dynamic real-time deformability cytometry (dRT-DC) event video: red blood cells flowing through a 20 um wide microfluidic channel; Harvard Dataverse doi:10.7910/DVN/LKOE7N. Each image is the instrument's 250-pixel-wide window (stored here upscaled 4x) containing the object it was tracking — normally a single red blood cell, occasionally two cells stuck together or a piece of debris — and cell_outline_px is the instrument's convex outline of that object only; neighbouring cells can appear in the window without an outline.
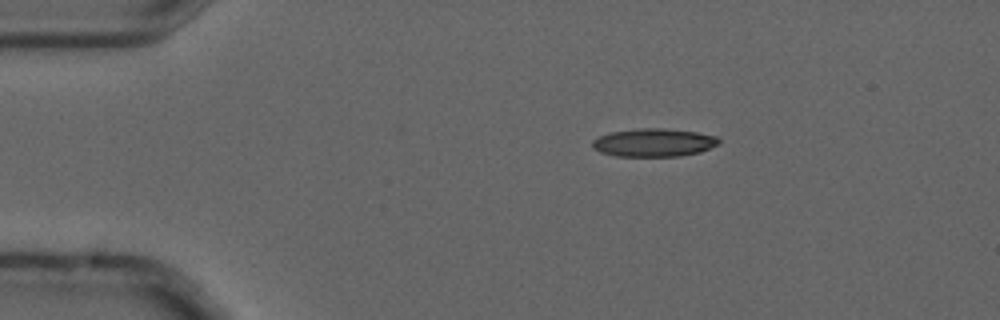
{"species": "common noctule bat (a hibernating species)", "species_latin": "Nyctalus noctula", "temperature_condition": "cold", "stored_images_in_passage": 5, "camera_frame_rate_fps": 3000, "um_per_image_px": 0.085, "animal": {"sex": "male", "forearm_length_mm": 52.5}, "frame": {"image": 1, "passage_image": 2, "time_ms": 0.333, "image_size_px": [1000, 320], "cell_outline_px": [[720, 144], [700, 152], [680, 156], [616, 156], [600, 152], [592, 148], [592, 140], [608, 132], [640, 128], [664, 128], [696, 132], [716, 136], [720, 140]], "centroid_in_image_um": [55.56, 12.12], "position_along_channel_um": 29.4, "area_um2": 20.87}}
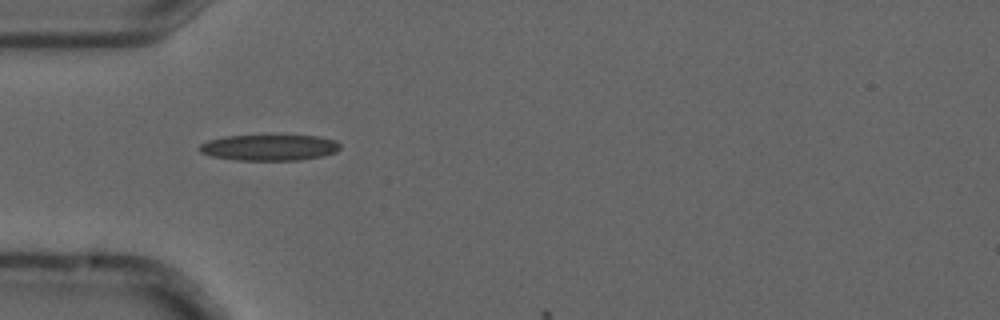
{"frame": {"image": 2, "passage_image": 4, "time_ms": 1.0, "image_size_px": [1000, 320], "cell_outline_px": [[340, 148], [336, 152], [324, 156], [300, 160], [236, 160], [212, 156], [200, 152], [196, 148], [200, 144], [208, 140], [224, 136], [320, 136], [336, 140], [340, 144]], "centroid_in_image_um": [22.89, 12.54], "position_along_channel_um": 62.1, "area_um2": 21.39}}
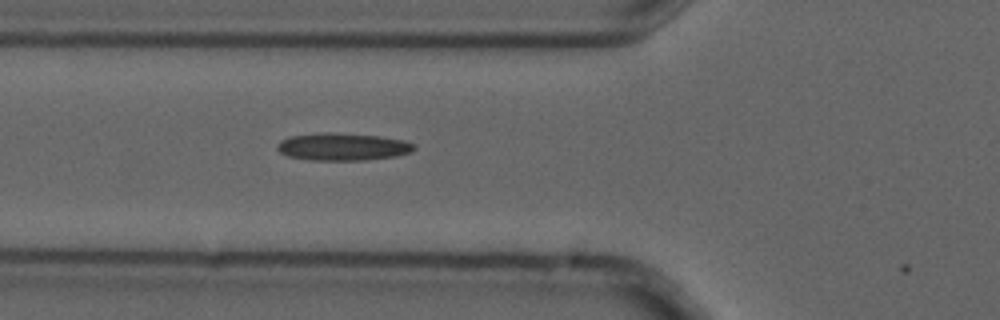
{"frame": {"image": 3, "passage_image": 5, "time_ms": 1.333, "image_size_px": [1000, 320], "cell_outline_px": [[416, 148], [412, 152], [396, 156], [364, 160], [308, 160], [288, 156], [280, 152], [276, 148], [276, 144], [280, 140], [292, 136], [324, 132], [328, 132], [380, 136], [404, 140], [416, 144]], "centroid_in_image_um": [29.14, 12.47], "position_along_channel_um": 96.7, "area_um2": 22.02}}